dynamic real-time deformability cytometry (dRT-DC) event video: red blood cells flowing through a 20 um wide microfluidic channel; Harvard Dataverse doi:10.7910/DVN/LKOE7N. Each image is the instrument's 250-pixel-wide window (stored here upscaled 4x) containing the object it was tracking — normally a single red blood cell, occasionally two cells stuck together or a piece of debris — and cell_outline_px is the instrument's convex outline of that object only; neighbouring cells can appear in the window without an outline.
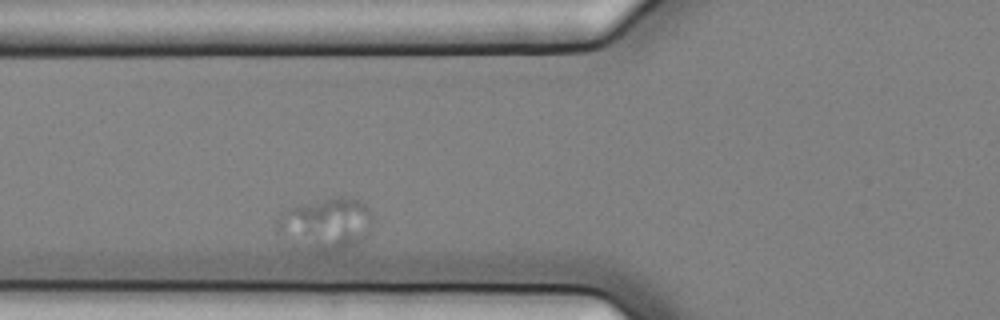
{"species": "common noctule bat (a hibernating species)", "species_latin": "Nyctalus noctula", "temperature_condition": "cold", "stored_images_in_passage": 32, "camera_frame_rate_fps": 3000, "um_per_image_px": 0.085, "animal": {"sex": "female", "body_mass_g": 25.1}, "frame": {"image": 1, "passage_image": 5, "time_ms": 1.333, "image_size_px": [1000, 320], "cell_outline_px": [[372, 228], [368, 236], [356, 244], [340, 252], [308, 252], [276, 232], [276, 220], [288, 208], [340, 196], [348, 196], [360, 200], [372, 212]], "centroid_in_image_um": [27.75, 19.08], "position_along_channel_um": 98.1, "area_um2": 29.59}}
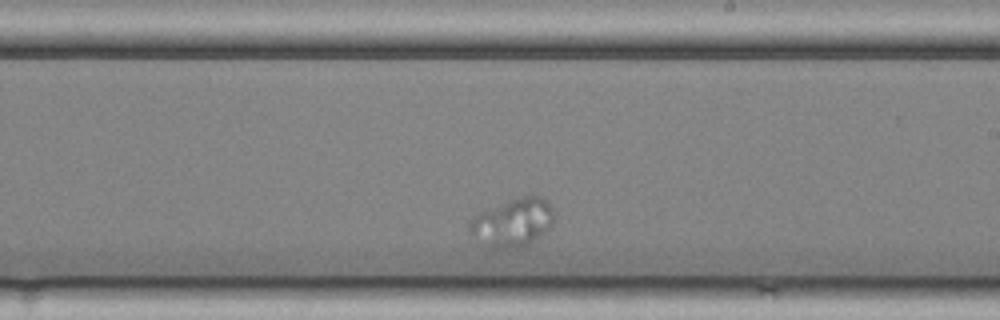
{"frame": {"image": 2, "passage_image": 19, "time_ms": 6.0, "image_size_px": [1000, 320], "cell_outline_px": [[552, 224], [544, 232], [528, 244], [520, 248], [492, 252], [468, 228], [468, 224], [472, 216], [480, 212], [520, 196], [540, 196], [552, 208]], "centroid_in_image_um": [43.53, 18.97], "position_along_channel_um": 245.5, "area_um2": 23.58}}
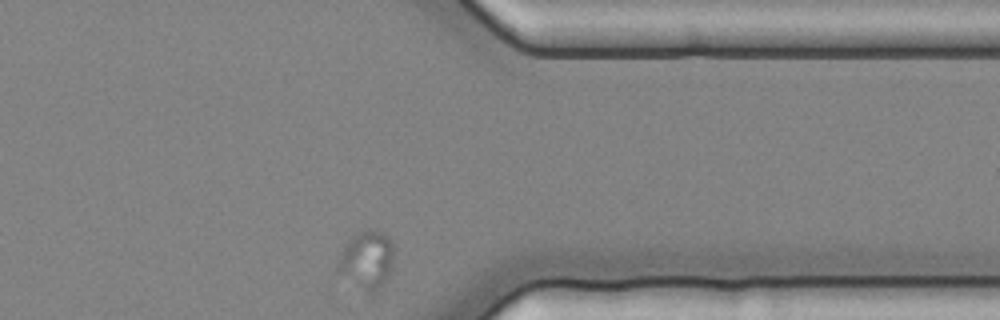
{"frame": {"image": 3, "passage_image": 32, "time_ms": 10.333, "image_size_px": [1000, 320], "cell_outline_px": [[392, 268], [384, 284], [376, 292], [368, 292], [340, 272], [336, 268], [344, 244], [352, 236], [368, 228], [380, 232], [388, 236], [392, 244]], "centroid_in_image_um": [31.2, 22.06], "position_along_channel_um": 380.2, "area_um2": 18.44}}